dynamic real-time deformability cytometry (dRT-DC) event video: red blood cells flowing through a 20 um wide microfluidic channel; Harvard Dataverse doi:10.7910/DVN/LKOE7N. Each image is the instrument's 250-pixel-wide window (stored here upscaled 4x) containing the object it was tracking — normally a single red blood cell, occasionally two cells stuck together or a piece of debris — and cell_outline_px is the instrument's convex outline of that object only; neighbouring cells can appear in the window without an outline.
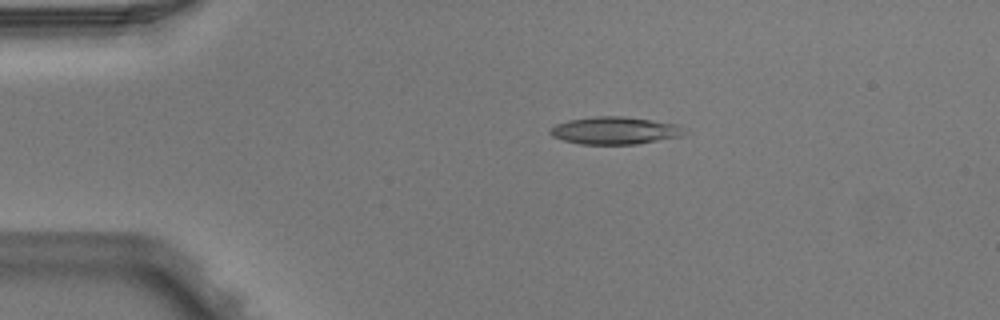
{"species": "Egyptian fruit bat (a non-hibernating species)", "species_latin": "Rousettus aegyptiacus", "temperature_condition": "warm", "stored_images_in_passage": 4, "camera_frame_rate_fps": 3000, "um_per_image_px": 0.085, "animal": {"sex": "male"}, "frame": {"image": 1, "passage_image": 3, "time_ms": 0.667, "image_size_px": [1000, 320], "cell_outline_px": [[692, 132], [684, 136], [636, 144], [580, 144], [564, 140], [552, 136], [548, 132], [548, 128], [556, 124], [568, 120], [592, 116], [624, 116], [680, 124], [688, 128]], "centroid_in_image_um": [52.36, 11.09], "position_along_channel_um": 32.6, "area_um2": 22.08}}